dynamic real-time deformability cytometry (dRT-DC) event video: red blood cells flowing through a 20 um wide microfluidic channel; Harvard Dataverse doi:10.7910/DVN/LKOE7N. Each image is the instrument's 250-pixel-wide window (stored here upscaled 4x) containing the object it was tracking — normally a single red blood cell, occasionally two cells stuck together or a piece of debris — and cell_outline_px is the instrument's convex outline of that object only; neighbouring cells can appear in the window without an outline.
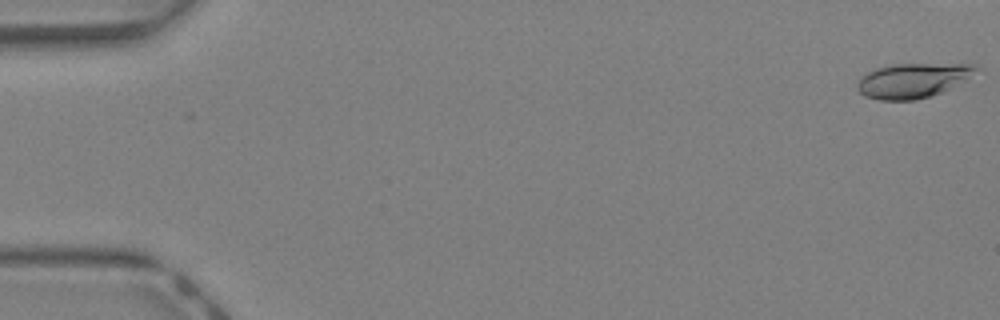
{"species": "Egyptian fruit bat (a non-hibernating species)", "species_latin": "Rousettus aegyptiacus", "temperature_condition": "warm", "stored_images_in_passage": 35, "camera_frame_rate_fps": 3000, "um_per_image_px": 0.085, "animal": {"sex": "female"}, "frame": {"image": 1, "passage_image": 1, "time_ms": 0.0, "image_size_px": [1000, 320], "cell_outline_px": [[980, 68], [964, 80], [940, 92], [916, 100], [880, 100], [864, 96], [856, 88], [856, 84], [868, 72], [876, 68], [892, 64], [972, 64]], "centroid_in_image_um": [77.54, 6.84], "position_along_channel_um": 7.5, "area_um2": 23.52}}
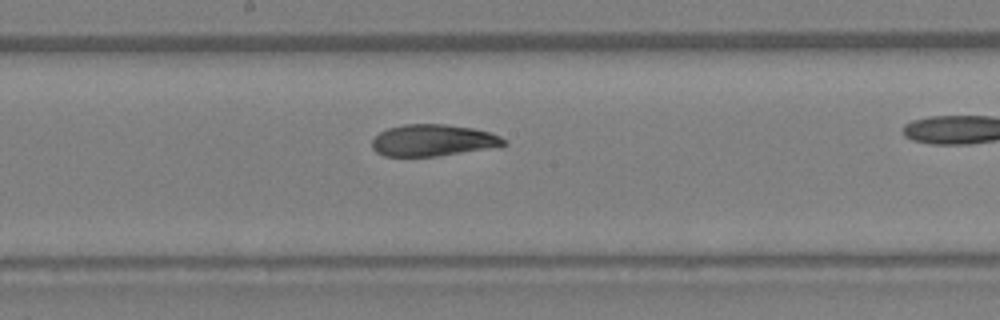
{"frame": {"image": 2, "passage_image": 24, "time_ms": 7.667, "image_size_px": [1000, 320], "cell_outline_px": [[508, 144], [500, 148], [436, 156], [384, 156], [376, 152], [372, 148], [372, 140], [380, 132], [388, 128], [404, 124], [444, 124], [472, 128], [488, 132], [500, 136], [508, 140]], "centroid_in_image_um": [36.88, 11.94], "position_along_channel_um": 211.3, "area_um2": 24.68}}
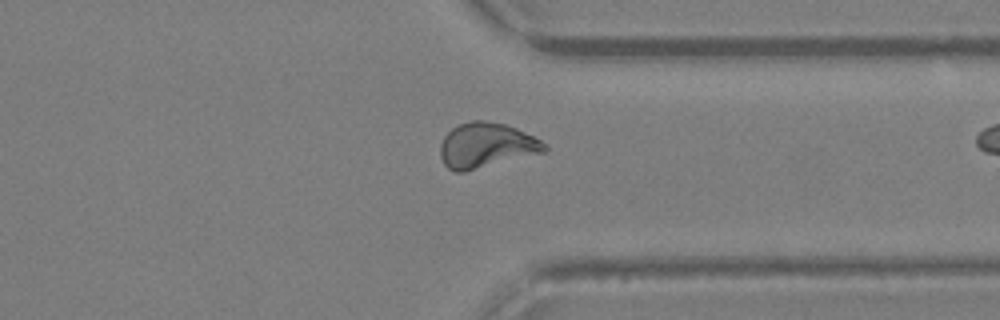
{"frame": {"image": 3, "passage_image": 34, "time_ms": 11.0, "image_size_px": [1000, 320], "cell_outline_px": [[548, 148], [544, 152], [464, 172], [456, 172], [448, 168], [444, 164], [440, 156], [440, 144], [444, 136], [452, 128], [460, 124], [472, 120], [484, 120], [504, 124], [516, 128], [540, 140]], "centroid_in_image_um": [41.3, 12.36], "position_along_channel_um": 370.1, "area_um2": 27.11}}